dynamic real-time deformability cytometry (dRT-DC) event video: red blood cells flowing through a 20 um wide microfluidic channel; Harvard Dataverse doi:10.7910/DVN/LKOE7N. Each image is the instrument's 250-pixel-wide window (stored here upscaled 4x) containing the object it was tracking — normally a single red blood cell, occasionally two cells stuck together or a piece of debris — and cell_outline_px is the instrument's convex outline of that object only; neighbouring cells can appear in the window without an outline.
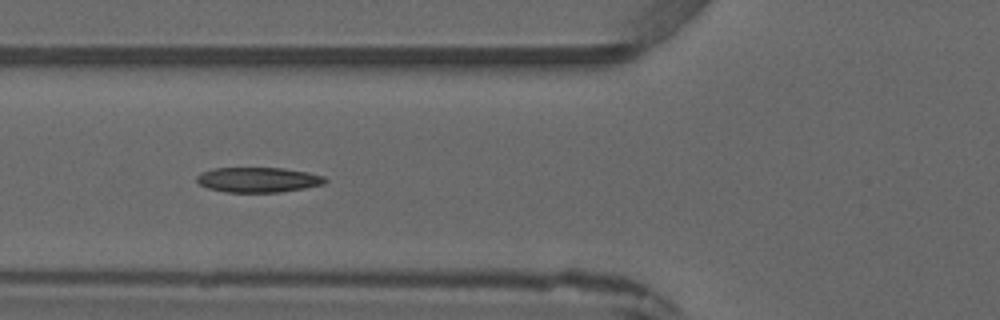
{"species": "common noctule bat (a hibernating species)", "species_latin": "Nyctalus noctula", "temperature_condition": "warm", "stored_images_in_passage": 3, "camera_frame_rate_fps": 3000, "um_per_image_px": 0.085, "animal": {"sex": "male", "forearm_length_mm": 52.5}, "frame": {"image": 1, "passage_image": 3, "time_ms": 2.333, "image_size_px": [1000, 320], "cell_outline_px": [[328, 180], [324, 184], [304, 188], [280, 192], [224, 192], [208, 188], [200, 184], [196, 180], [196, 176], [200, 172], [212, 168], [284, 168], [308, 172], [324, 176]], "centroid_in_image_um": [21.93, 15.27], "position_along_channel_um": 103.9, "area_um2": 18.84}}